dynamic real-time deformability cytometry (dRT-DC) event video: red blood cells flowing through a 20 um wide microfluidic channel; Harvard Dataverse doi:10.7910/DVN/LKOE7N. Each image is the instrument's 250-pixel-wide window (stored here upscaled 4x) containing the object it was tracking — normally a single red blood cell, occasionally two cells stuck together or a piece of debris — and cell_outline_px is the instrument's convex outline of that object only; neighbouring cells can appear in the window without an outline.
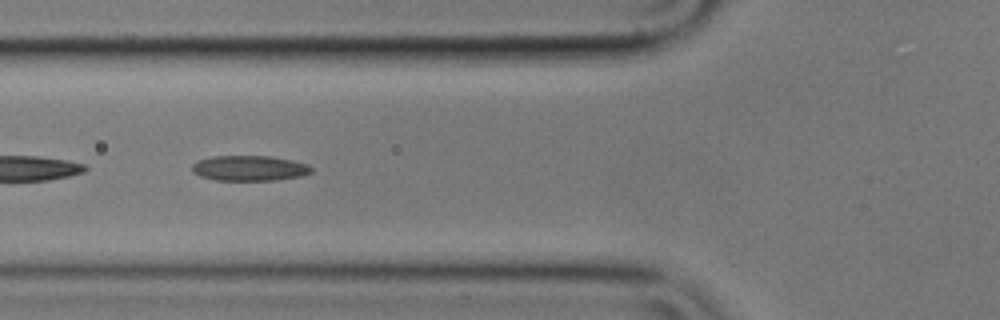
{"species": "common noctule bat (a hibernating species)", "species_latin": "Nyctalus noctula", "temperature_condition": "cold", "stored_images_in_passage": 52, "camera_frame_rate_fps": 3000, "um_per_image_px": 0.085, "animal": {"sex": "male", "body_mass_g": 17.9}, "frame": {"image": 1, "passage_image": 16, "time_ms": 5.0, "image_size_px": [1000, 320], "cell_outline_px": [[312, 172], [300, 176], [276, 180], [216, 180], [200, 176], [192, 172], [192, 164], [200, 160], [212, 156], [272, 156], [292, 160], [308, 164], [312, 168]], "centroid_in_image_um": [21.21, 14.29], "position_along_channel_um": 104.6, "area_um2": 17.57}}
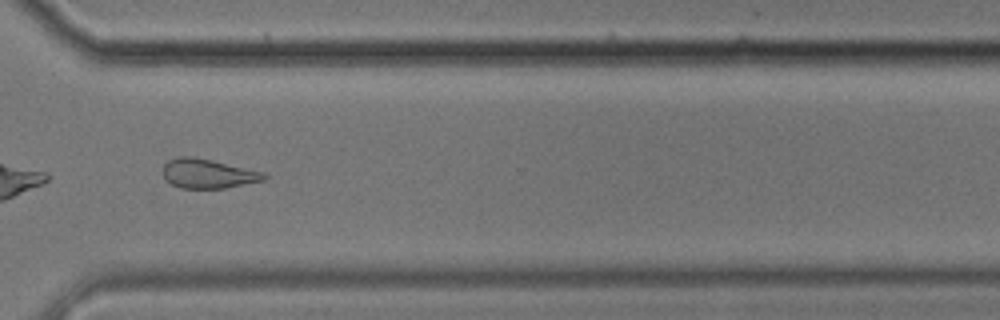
{"frame": {"image": 2, "passage_image": 37, "time_ms": 12.0, "image_size_px": [1000, 320], "cell_outline_px": [[268, 176], [264, 180], [224, 188], [180, 188], [172, 184], [164, 176], [164, 164], [168, 160], [180, 156], [192, 156], [212, 160], [264, 172]], "centroid_in_image_um": [17.68, 14.75], "position_along_channel_um": 352.9, "area_um2": 17.11}}
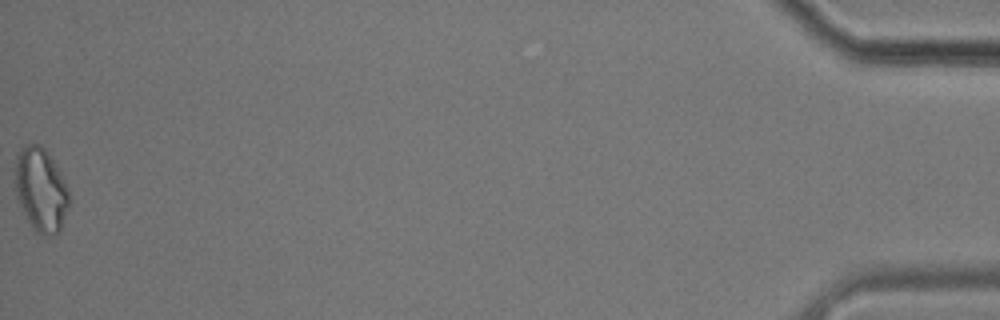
{"frame": {"image": 3, "passage_image": 52, "time_ms": 17.0, "image_size_px": [1000, 320], "cell_outline_px": [[68, 204], [60, 232], [56, 236], [44, 236], [36, 232], [28, 220], [16, 196], [12, 180], [12, 168], [16, 156], [20, 148], [28, 144], [40, 144], [44, 148], [60, 172], [68, 188]], "centroid_in_image_um": [3.41, 16.11], "position_along_channel_um": 431.8, "area_um2": 26.76}, "authors_computed_cell_mechanics": {"area_um2": 18.1492, "velocity_mm_per_s": 3.5451, "shape_relaxation_time_tau1_ms": null, "shape_relaxation_time_tau2_ms": 4.1981, "deformation_change_tau1": null, "deformation_change_tau2": 0.1317}}